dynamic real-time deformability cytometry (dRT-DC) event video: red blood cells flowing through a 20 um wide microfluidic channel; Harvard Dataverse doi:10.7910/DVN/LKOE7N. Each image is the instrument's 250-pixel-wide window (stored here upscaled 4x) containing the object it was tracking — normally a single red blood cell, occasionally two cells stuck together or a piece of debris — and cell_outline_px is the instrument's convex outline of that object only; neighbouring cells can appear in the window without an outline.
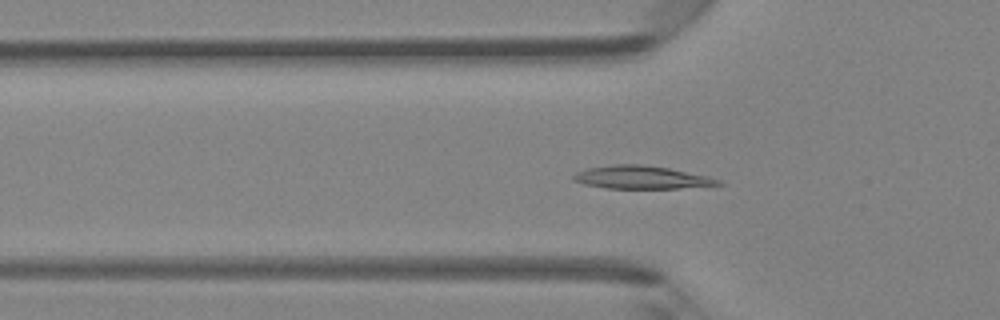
{"species": "Egyptian fruit bat (a non-hibernating species)", "species_latin": "Rousettus aegyptiacus", "temperature_condition": "room temperature", "stored_images_in_passage": 47, "camera_frame_rate_fps": 3000, "um_per_image_px": 0.085, "animal": {"sex": "female"}, "frame": {"image": 1, "passage_image": 15, "time_ms": 4.667, "image_size_px": [1000, 320], "cell_outline_px": [[724, 184], [676, 188], [608, 188], [584, 184], [572, 180], [572, 176], [576, 172], [588, 168], [612, 164], [640, 164], [668, 168], [708, 176], [720, 180]], "centroid_in_image_um": [54.48, 15.07], "position_along_channel_um": 71.3, "area_um2": 19.19}}
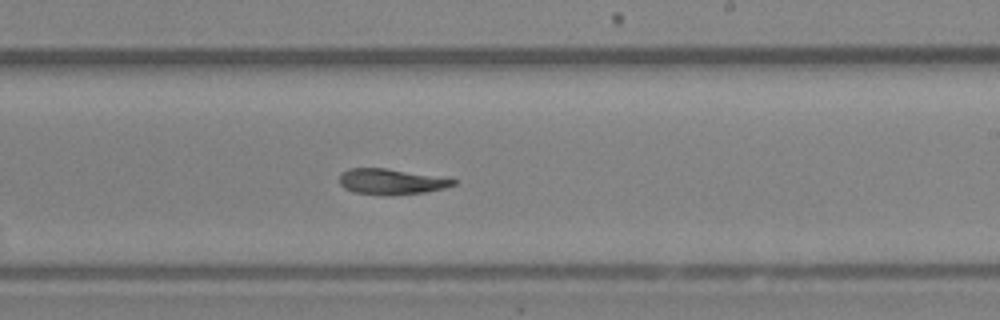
{"frame": {"image": 2, "passage_image": 28, "time_ms": 9.0, "image_size_px": [1000, 320], "cell_outline_px": [[460, 180], [456, 184], [444, 188], [424, 192], [392, 196], [384, 196], [352, 192], [344, 188], [340, 184], [340, 172], [348, 168], [384, 168]], "centroid_in_image_um": [33.21, 15.45], "position_along_channel_um": 255.8, "area_um2": 17.17}}
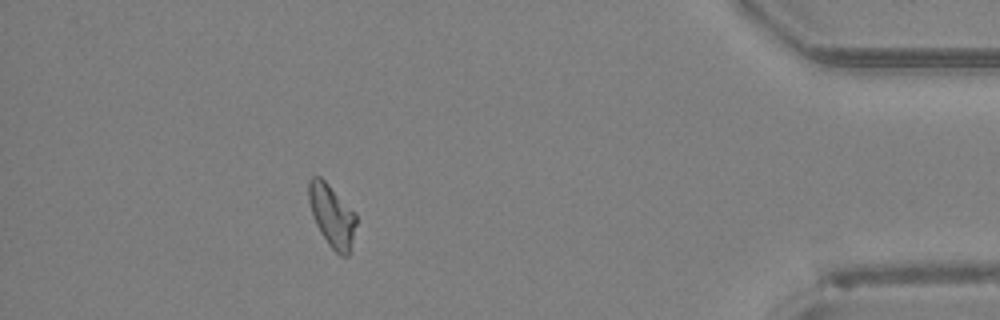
{"frame": {"image": 3, "passage_image": 42, "time_ms": 13.667, "image_size_px": [1000, 320], "cell_outline_px": [[356, 224], [348, 256], [340, 256], [328, 244], [320, 232], [316, 224], [308, 200], [308, 180], [312, 176], [320, 176], [356, 212]], "centroid_in_image_um": [28.21, 18.31], "position_along_channel_um": 407.0, "area_um2": 17.17}}